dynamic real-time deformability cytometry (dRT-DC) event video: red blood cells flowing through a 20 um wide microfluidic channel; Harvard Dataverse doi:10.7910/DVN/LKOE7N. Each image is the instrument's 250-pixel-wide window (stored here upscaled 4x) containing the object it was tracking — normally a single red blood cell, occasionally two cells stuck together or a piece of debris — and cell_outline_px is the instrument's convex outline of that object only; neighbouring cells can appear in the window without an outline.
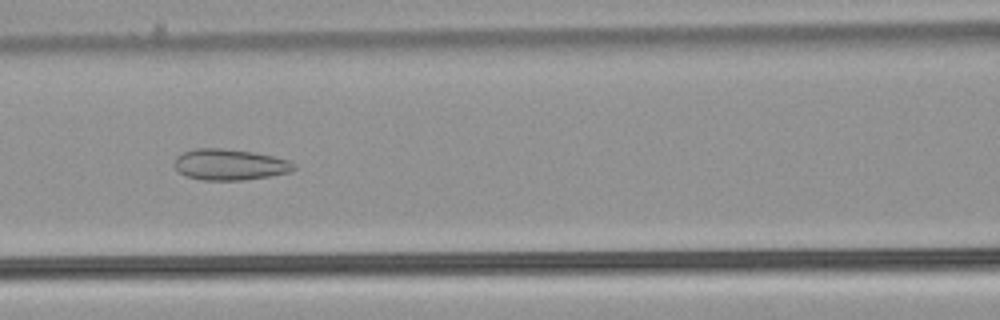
{"species": "common noctule bat (a hibernating species)", "species_latin": "Nyctalus noctula", "temperature_condition": "warm", "stored_images_in_passage": 47, "camera_frame_rate_fps": 3000, "um_per_image_px": 0.085, "animal": {"sex": "male", "body_mass_g": 21.5, "forearm_length_mm": 52.0}, "frame": {"image": 1, "passage_image": 19, "time_ms": 6.0, "image_size_px": [1000, 320], "cell_outline_px": [[296, 168], [292, 172], [244, 180], [204, 180], [184, 176], [176, 168], [176, 156], [184, 152], [196, 148], [220, 148], [252, 152], [272, 156], [288, 160], [296, 164]], "centroid_in_image_um": [19.55, 13.99], "position_along_channel_um": 147.0, "area_um2": 21.5}}
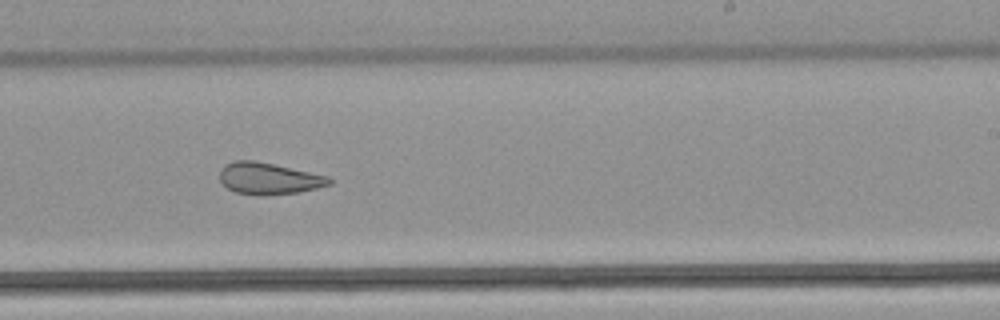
{"frame": {"image": 2, "passage_image": 28, "time_ms": 9.0, "image_size_px": [1000, 320], "cell_outline_px": [[332, 184], [300, 192], [260, 196], [256, 196], [236, 192], [228, 188], [220, 180], [220, 168], [224, 164], [236, 160], [256, 160], [328, 176], [332, 180]], "centroid_in_image_um": [22.83, 15.17], "position_along_channel_um": 266.2, "area_um2": 20.35}}
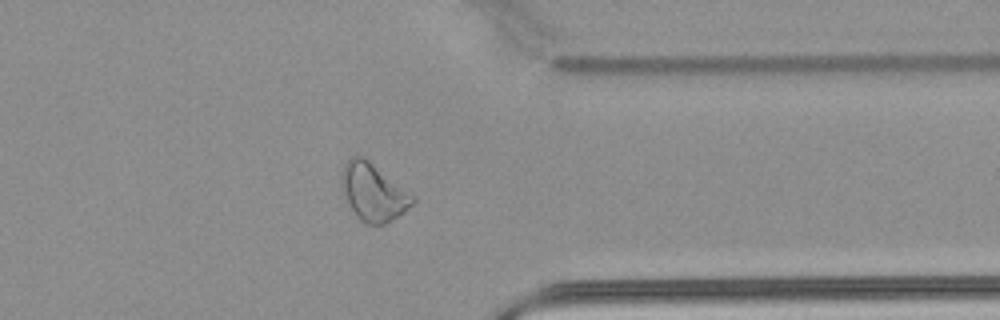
{"frame": {"image": 3, "passage_image": 37, "time_ms": 12.0, "image_size_px": [1000, 320], "cell_outline_px": [[416, 200], [404, 212], [392, 220], [384, 224], [364, 224], [356, 216], [348, 204], [340, 188], [340, 176], [344, 164], [352, 156], [364, 156], [416, 196]], "centroid_in_image_um": [31.71, 16.33], "position_along_channel_um": 379.7, "area_um2": 24.16}, "authors_computed_cell_mechanics": {"area_um2": 25.143, "velocity_mm_per_s": 3.9857, "shape_relaxation_time_tau1_ms": null, "shape_relaxation_time_tau2_ms": 2.4453, "deformation_change_tau1": null, "deformation_change_tau2": 0.0957}}